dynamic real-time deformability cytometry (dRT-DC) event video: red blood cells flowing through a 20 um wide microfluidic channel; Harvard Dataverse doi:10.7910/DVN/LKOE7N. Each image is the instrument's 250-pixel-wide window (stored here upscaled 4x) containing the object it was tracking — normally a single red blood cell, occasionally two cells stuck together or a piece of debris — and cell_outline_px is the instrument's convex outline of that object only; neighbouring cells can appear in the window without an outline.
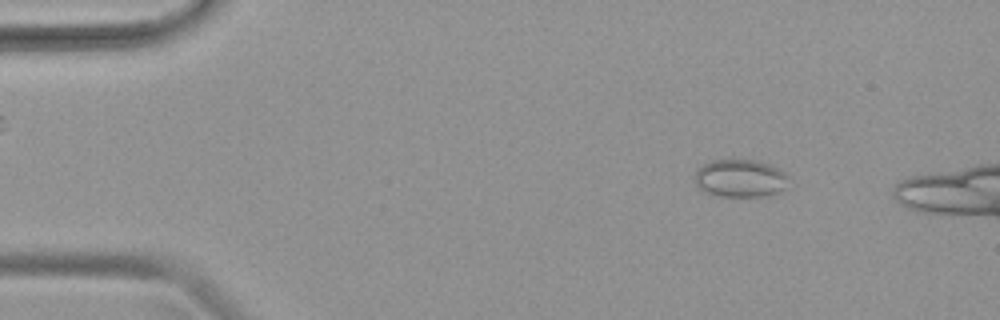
{"species": "common noctule bat (a hibernating species)", "species_latin": "Nyctalus noctula", "temperature_condition": "warm", "stored_images_in_passage": 36, "camera_frame_rate_fps": 3000, "um_per_image_px": 0.085, "animal": {"sex": "female", "body_mass_g": 19.9}, "frame": {"image": 1, "passage_image": 1, "time_ms": 0.0, "image_size_px": [1000, 320], "cell_outline_px": [[788, 188], [772, 196], [712, 196], [704, 192], [696, 184], [696, 168], [712, 160], [732, 156], [756, 160], [772, 164], [784, 172], [788, 176]], "centroid_in_image_um": [62.95, 15.12], "position_along_channel_um": 22.1, "area_um2": 21.73}}
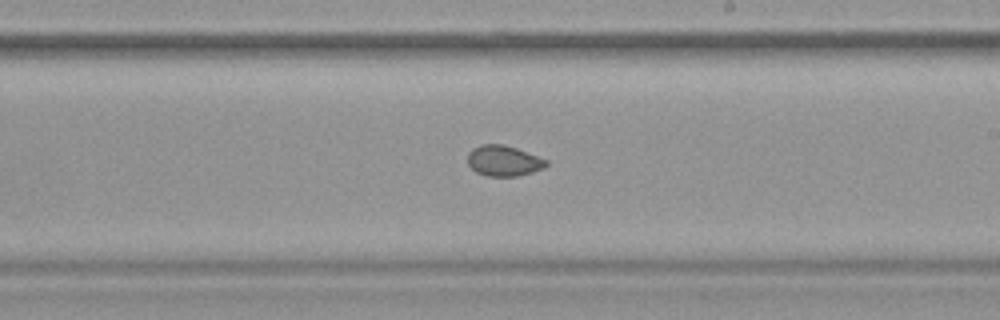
{"frame": {"image": 2, "passage_image": 22, "time_ms": 7.0, "image_size_px": [1000, 320], "cell_outline_px": [[548, 164], [544, 168], [532, 172], [516, 176], [488, 176], [476, 172], [468, 164], [468, 152], [472, 148], [480, 144], [504, 144], [516, 148], [548, 160]], "centroid_in_image_um": [42.8, 13.66], "position_along_channel_um": 246.2, "area_um2": 14.05}}
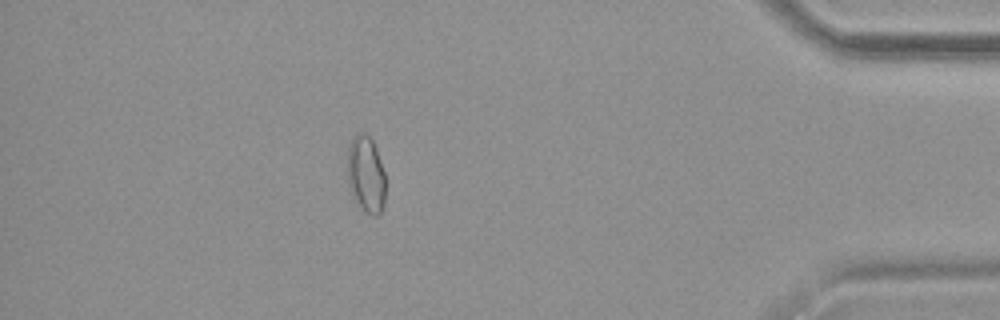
{"frame": {"image": 3, "passage_image": 36, "time_ms": 11.667, "image_size_px": [1000, 320], "cell_outline_px": [[384, 204], [380, 212], [376, 216], [372, 216], [356, 200], [348, 184], [348, 148], [352, 136], [360, 132], [364, 132], [372, 140], [376, 148], [384, 172]], "centroid_in_image_um": [31.1, 14.76], "position_along_channel_um": 404.1, "area_um2": 16.65}}